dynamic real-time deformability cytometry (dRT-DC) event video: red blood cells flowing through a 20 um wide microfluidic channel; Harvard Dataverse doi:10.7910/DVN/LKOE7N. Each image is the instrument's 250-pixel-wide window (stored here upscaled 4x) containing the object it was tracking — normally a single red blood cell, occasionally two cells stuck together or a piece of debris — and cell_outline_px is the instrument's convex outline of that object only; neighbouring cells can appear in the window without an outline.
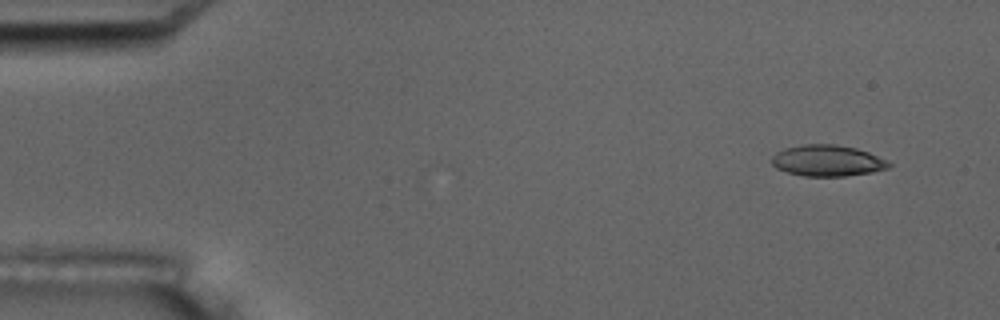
{"species": "common noctule bat (a hibernating species)", "species_latin": "Nyctalus noctula", "temperature_condition": "room temperature", "stored_images_in_passage": 4, "camera_frame_rate_fps": 3000, "um_per_image_px": 0.085, "animal": {"sex": "male", "body_mass_g": 17.5, "forearm_length_mm": 52.3}, "frame": {"image": 1, "passage_image": 2, "time_ms": 1.333, "image_size_px": [1000, 320], "cell_outline_px": [[892, 164], [888, 168], [872, 172], [844, 176], [804, 176], [788, 172], [776, 168], [772, 164], [772, 156], [776, 152], [784, 148], [804, 144], [836, 144], [856, 148], [868, 152]], "centroid_in_image_um": [70.3, 13.65], "position_along_channel_um": 14.7, "area_um2": 21.15}}